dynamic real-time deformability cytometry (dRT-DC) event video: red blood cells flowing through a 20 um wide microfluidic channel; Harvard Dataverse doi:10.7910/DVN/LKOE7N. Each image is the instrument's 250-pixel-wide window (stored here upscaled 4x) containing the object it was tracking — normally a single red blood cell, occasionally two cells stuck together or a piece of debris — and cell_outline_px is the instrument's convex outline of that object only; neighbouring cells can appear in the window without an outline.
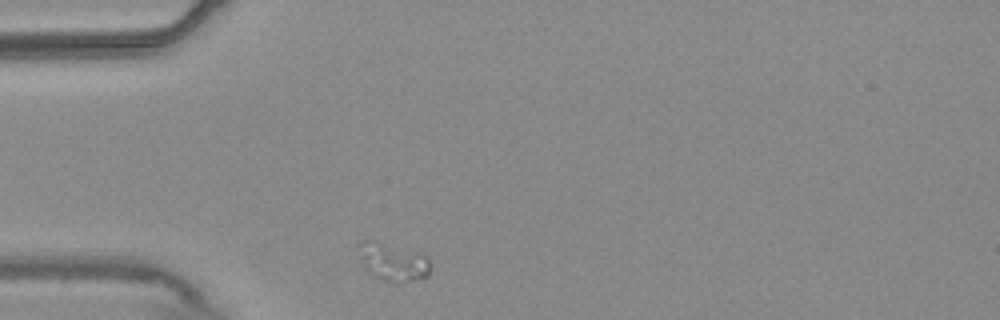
{"species": "common noctule bat (a hibernating species)", "species_latin": "Nyctalus noctula", "temperature_condition": "warm", "stored_images_in_passage": 34, "camera_frame_rate_fps": 3000, "um_per_image_px": 0.085, "animal": {"sex": "male", "body_mass_g": 20.4}, "frame": {"image": 1, "passage_image": 1, "time_ms": 0.0, "image_size_px": [1000, 320], "cell_outline_px": [[428, 276], [396, 284], [384, 280], [376, 276], [360, 256], [356, 244], [360, 240], [376, 240], [420, 252], [428, 256]], "centroid_in_image_um": [33.42, 22.21], "position_along_channel_um": 51.6, "area_um2": 15.61}}
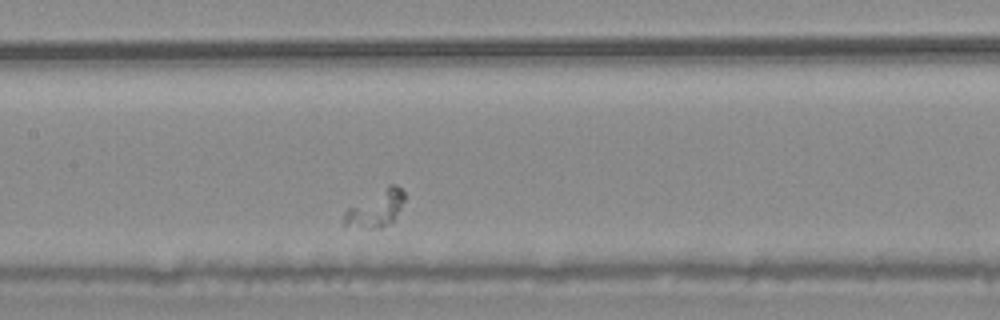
{"frame": {"image": 2, "passage_image": 13, "time_ms": 4.0, "image_size_px": [1000, 320], "cell_outline_px": [[404, 200], [400, 208], [392, 220], [388, 224], [380, 228], [368, 228], [340, 224], [344, 212], [348, 208], [388, 184], [396, 184], [404, 192]], "centroid_in_image_um": [31.91, 17.72], "position_along_channel_um": 175.5, "area_um2": 12.72}}
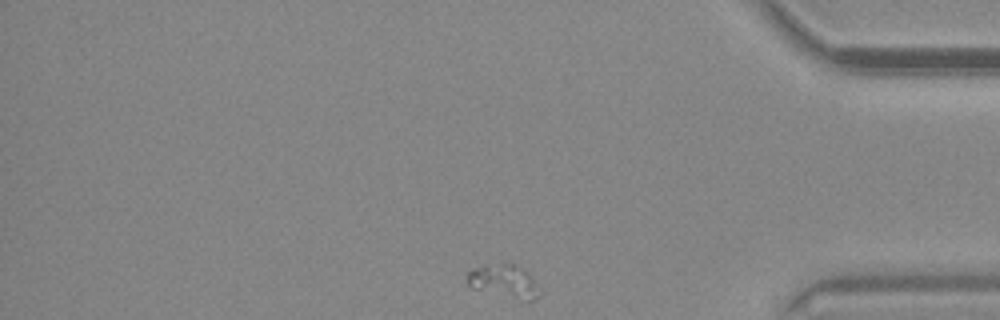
{"frame": {"image": 3, "passage_image": 34, "time_ms": 11.0, "image_size_px": [1000, 320], "cell_outline_px": [[536, 296], [532, 300], [528, 300], [472, 288], [468, 284], [468, 272], [472, 268], [500, 260], [516, 264], [528, 272]], "centroid_in_image_um": [42.71, 23.79], "position_along_channel_um": 392.5, "area_um2": 13.35}}